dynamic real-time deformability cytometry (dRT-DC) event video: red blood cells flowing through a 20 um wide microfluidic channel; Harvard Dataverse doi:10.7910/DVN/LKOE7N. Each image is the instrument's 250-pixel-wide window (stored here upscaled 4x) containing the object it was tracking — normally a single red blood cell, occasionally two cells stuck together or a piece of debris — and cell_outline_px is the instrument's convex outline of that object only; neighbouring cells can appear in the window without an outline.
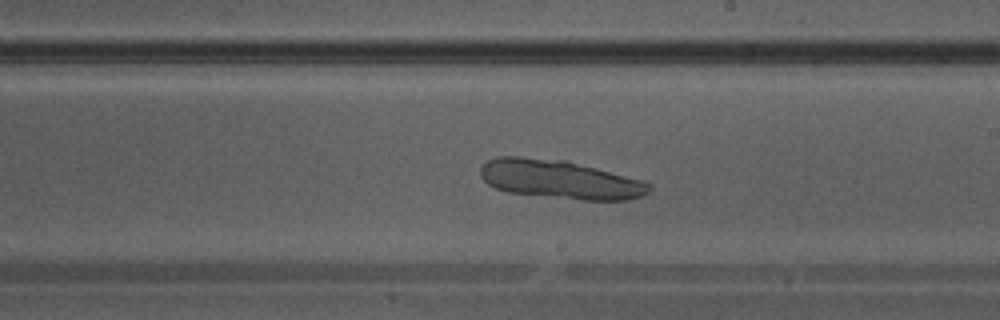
{"species": "Egyptian fruit bat (a non-hibernating species)", "species_latin": "Rousettus aegyptiacus", "temperature_condition": "warm", "stored_images_in_passage": 38, "camera_frame_rate_fps": 3000, "um_per_image_px": 0.085, "animal": {"sex": "male"}, "frame": {"image": 1, "passage_image": 22, "time_ms": 7.0, "image_size_px": [1000, 320], "cell_outline_px": [[652, 188], [648, 192], [632, 200], [584, 200], [508, 192], [496, 188], [488, 184], [480, 176], [480, 168], [488, 160], [496, 156], [520, 156], [564, 160], [644, 180], [652, 184]], "centroid_in_image_um": [47.6, 15.25], "position_along_channel_um": 241.4, "area_um2": 38.09}}